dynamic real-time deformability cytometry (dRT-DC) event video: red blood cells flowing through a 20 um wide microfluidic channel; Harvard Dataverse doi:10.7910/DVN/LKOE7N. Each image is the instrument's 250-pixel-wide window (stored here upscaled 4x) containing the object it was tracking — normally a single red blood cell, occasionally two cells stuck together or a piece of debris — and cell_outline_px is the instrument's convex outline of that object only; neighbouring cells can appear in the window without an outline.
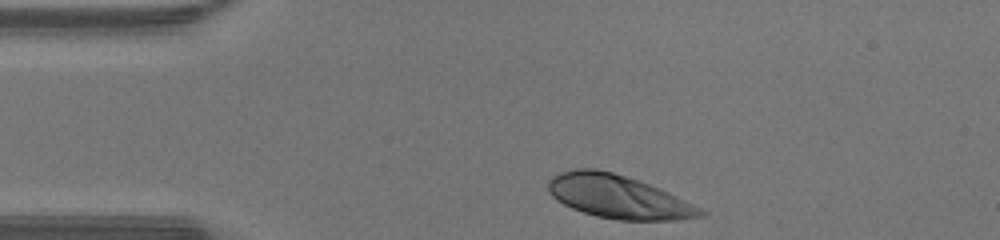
{"species": "human", "species_latin": "Homo sapiens", "temperature_condition": "warm", "stored_images_in_passage": 30, "camera_frame_rate_fps": 3000, "um_per_image_px": 0.085, "donor": {"sex": "male"}, "frame": {"image": 1, "passage_image": 1, "time_ms": 0.0, "image_size_px": [1000, 240], "cell_outline_px": [[708, 212], [704, 216], [676, 220], [616, 220], [596, 216], [572, 208], [556, 200], [548, 192], [548, 180], [552, 176], [560, 172], [576, 168], [596, 168], [612, 172], [660, 188]], "centroid_in_image_um": [52.52, 16.72], "position_along_channel_um": 32.5, "area_um2": 38.26}}
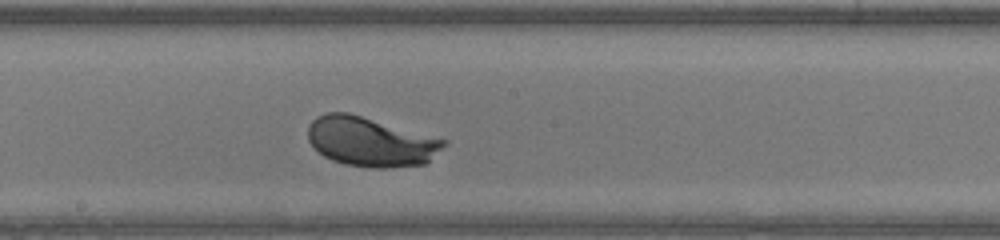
{"frame": {"image": 2, "passage_image": 17, "time_ms": 5.333, "image_size_px": [1000, 240], "cell_outline_px": [[448, 144], [424, 164], [388, 168], [372, 168], [344, 164], [332, 160], [324, 156], [308, 140], [308, 124], [316, 116], [328, 112], [348, 112], [448, 140]], "centroid_in_image_um": [31.5, 12.04], "position_along_channel_um": 216.7, "area_um2": 39.13}}
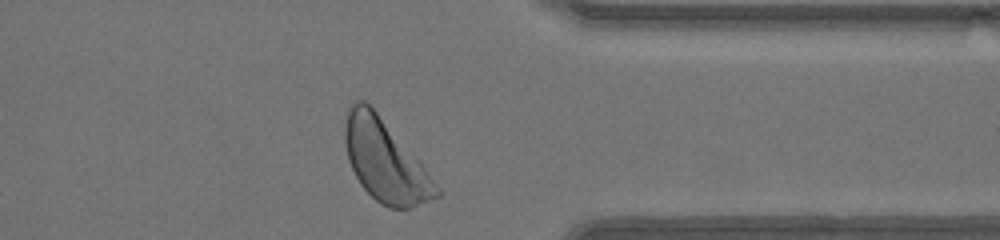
{"frame": {"image": 3, "passage_image": 29, "time_ms": 9.333, "image_size_px": [1000, 240], "cell_outline_px": [[444, 192], [440, 196], [408, 208], [388, 208], [380, 204], [360, 184], [348, 160], [344, 140], [344, 128], [348, 108], [356, 100], [364, 100], [376, 112], [424, 164]], "centroid_in_image_um": [32.77, 13.69], "position_along_channel_um": 378.6, "area_um2": 43.58}, "authors_computed_cell_mechanics": {"area_um2": 38.4659, "velocity_mm_per_s": 4.2868, "shape_relaxation_time_tau1_ms": 1.6189, "shape_relaxation_time_tau2_ms": null, "deformation_change_tau1": 0.1661, "deformation_change_tau2": null}}